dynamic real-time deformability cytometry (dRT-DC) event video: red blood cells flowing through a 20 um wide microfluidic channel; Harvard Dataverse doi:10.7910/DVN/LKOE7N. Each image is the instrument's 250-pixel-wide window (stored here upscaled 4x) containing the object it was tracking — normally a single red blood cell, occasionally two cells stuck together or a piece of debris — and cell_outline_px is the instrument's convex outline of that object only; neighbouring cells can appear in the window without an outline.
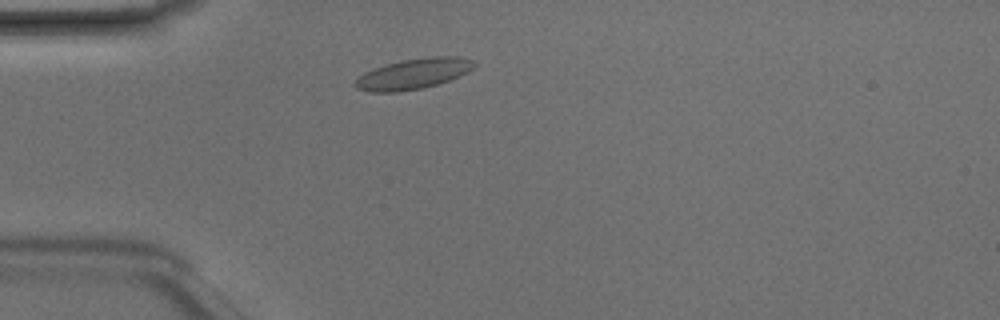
{"species": "Egyptian fruit bat (a non-hibernating species)", "species_latin": "Rousettus aegyptiacus", "temperature_condition": "room temperature", "stored_images_in_passage": 40, "camera_frame_rate_fps": 3000, "um_per_image_px": 0.085, "animal": {"sex": "male"}, "frame": {"image": 1, "passage_image": 5, "time_ms": 1.333, "image_size_px": [1000, 320], "cell_outline_px": [[476, 64], [468, 72], [448, 80], [436, 84], [420, 88], [396, 92], [368, 92], [356, 88], [352, 84], [364, 72], [372, 68], [400, 60], [432, 56], [460, 56], [472, 60]], "centroid_in_image_um": [35.1, 6.26], "position_along_channel_um": 49.9, "area_um2": 21.15}}
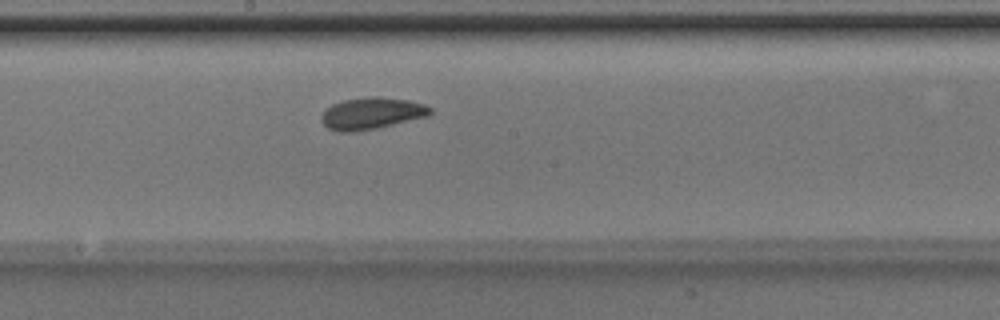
{"frame": {"image": 2, "passage_image": 18, "time_ms": 5.667, "image_size_px": [1000, 320], "cell_outline_px": [[432, 112], [428, 116], [376, 128], [356, 132], [336, 132], [328, 128], [320, 120], [320, 116], [324, 108], [332, 104], [344, 100], [368, 96], [376, 96], [408, 100], [424, 104], [432, 108]], "centroid_in_image_um": [31.54, 9.63], "position_along_channel_um": 216.7, "area_um2": 20.35}}
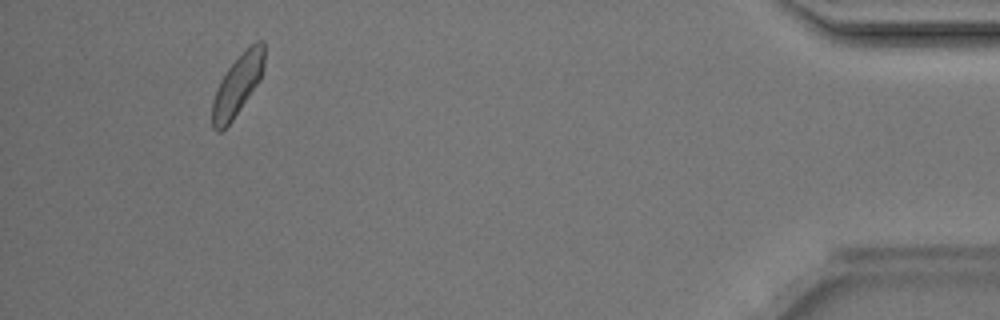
{"frame": {"image": 3, "passage_image": 37, "time_ms": 12.0, "image_size_px": [1000, 320], "cell_outline_px": [[264, 64], [260, 80], [232, 120], [220, 132], [216, 132], [212, 128], [212, 100], [220, 80], [228, 68], [256, 40], [264, 40]], "centroid_in_image_um": [20.18, 7.25], "position_along_channel_um": 415.0, "area_um2": 18.09}, "authors_computed_cell_mechanics": {"area_um2": 18.9873, "velocity_mm_per_s": 4.1632, "shape_relaxation_time_tau1_ms": 2.6896, "shape_relaxation_time_tau2_ms": null, "deformation_change_tau1": 0.0577, "deformation_change_tau2": null}}